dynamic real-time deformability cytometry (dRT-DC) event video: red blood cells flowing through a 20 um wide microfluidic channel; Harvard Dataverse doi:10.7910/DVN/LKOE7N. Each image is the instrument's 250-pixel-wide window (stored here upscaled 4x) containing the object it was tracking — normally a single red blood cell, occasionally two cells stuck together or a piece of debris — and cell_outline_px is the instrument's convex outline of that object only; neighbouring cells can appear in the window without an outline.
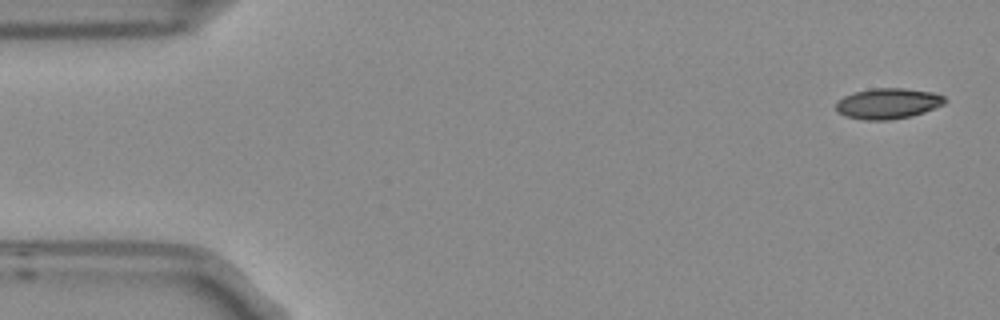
{"species": "Egyptian fruit bat (a non-hibernating species)", "species_latin": "Rousettus aegyptiacus", "temperature_condition": "room temperature", "stored_images_in_passage": 6, "camera_frame_rate_fps": 3000, "um_per_image_px": 0.085, "frame": {"image": 1, "passage_image": 1, "time_ms": 0.0, "image_size_px": [1000, 320], "cell_outline_px": [[948, 100], [944, 104], [924, 112], [912, 116], [892, 120], [864, 120], [844, 116], [836, 112], [836, 100], [852, 92], [872, 88], [904, 88], [932, 92], [944, 96]], "centroid_in_image_um": [75.44, 8.8], "position_along_channel_um": 9.6, "area_um2": 19.77}}
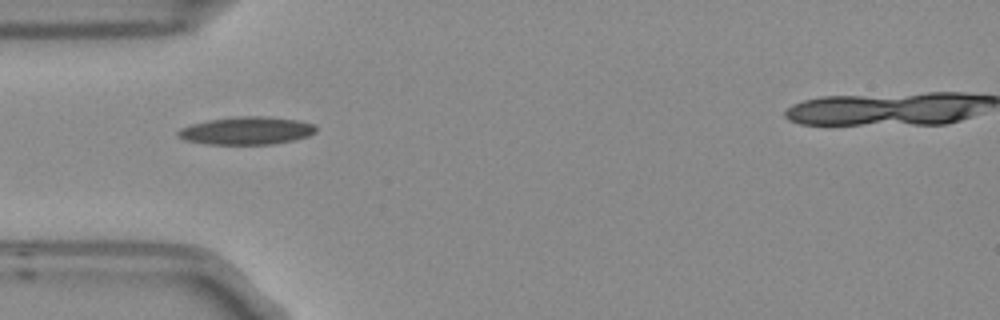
{"frame": {"image": 2, "passage_image": 5, "time_ms": 1.333, "image_size_px": [1000, 320], "cell_outline_px": [[316, 132], [308, 136], [292, 140], [272, 144], [204, 144], [184, 140], [176, 136], [176, 132], [180, 128], [192, 124], [208, 120], [236, 116], [268, 116], [296, 120], [312, 124], [316, 128]], "centroid_in_image_um": [20.9, 11.11], "position_along_channel_um": 64.1, "area_um2": 22.37}}